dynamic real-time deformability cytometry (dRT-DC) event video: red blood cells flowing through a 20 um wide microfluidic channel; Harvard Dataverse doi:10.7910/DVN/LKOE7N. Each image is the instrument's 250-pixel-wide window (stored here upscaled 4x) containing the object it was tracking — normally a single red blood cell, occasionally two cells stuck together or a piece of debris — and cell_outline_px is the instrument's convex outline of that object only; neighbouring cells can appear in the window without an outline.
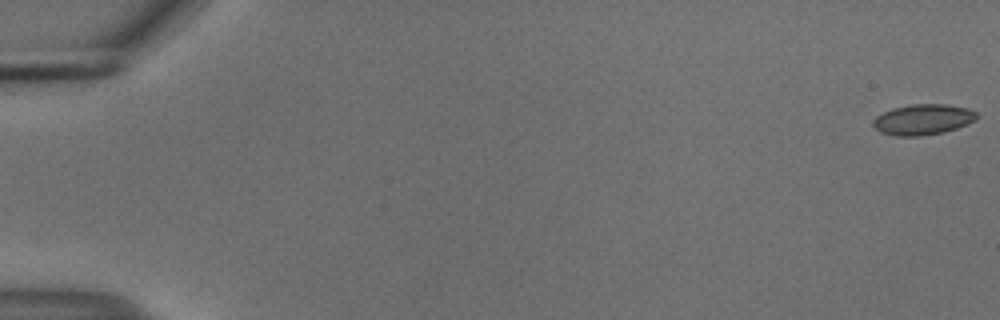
{"species": "common noctule bat (a hibernating species)", "species_latin": "Nyctalus noctula", "temperature_condition": "cold", "stored_images_in_passage": 55, "camera_frame_rate_fps": 3000, "um_per_image_px": 0.085, "animal": {"sex": "male", "body_mass_g": 18.8}, "frame": {"image": 1, "passage_image": 1, "time_ms": 0.0, "image_size_px": [1000, 320], "cell_outline_px": [[976, 120], [968, 124], [944, 132], [920, 136], [896, 136], [880, 132], [872, 124], [872, 120], [876, 116], [892, 108], [912, 104], [944, 104], [968, 108], [976, 112]], "centroid_in_image_um": [78.44, 10.16], "position_along_channel_um": 6.6, "area_um2": 18.5}}
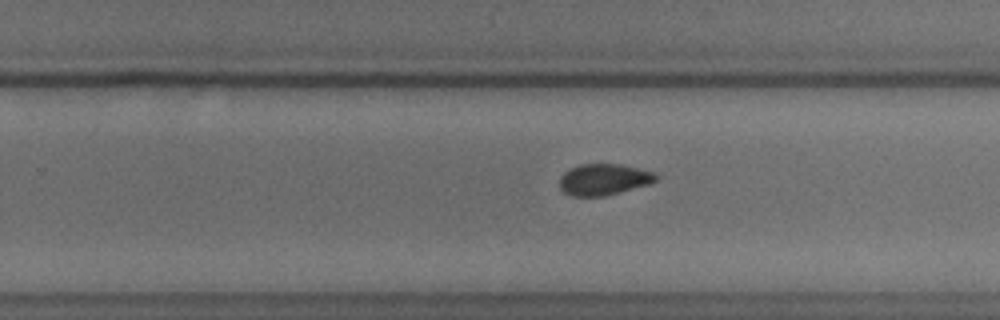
{"frame": {"image": 2, "passage_image": 36, "time_ms": 11.667, "image_size_px": [1000, 320], "cell_outline_px": [[656, 180], [648, 184], [604, 196], [572, 196], [564, 192], [560, 188], [560, 176], [564, 172], [580, 164], [620, 164], [656, 172]], "centroid_in_image_um": [51.3, 15.25], "position_along_channel_um": 278.5, "area_um2": 17.4}}
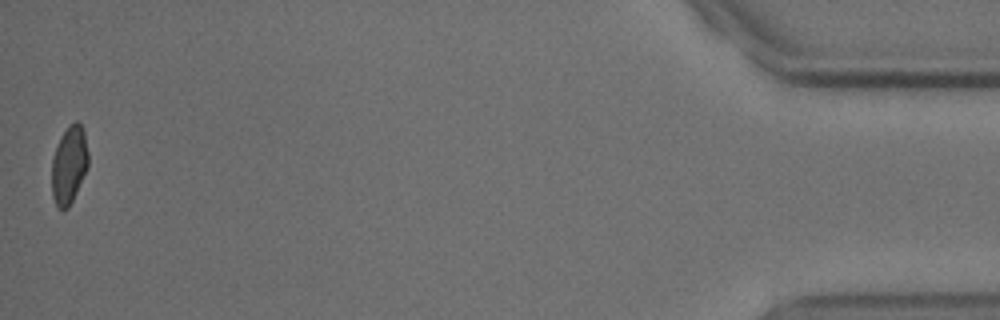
{"frame": {"image": 3, "passage_image": 55, "time_ms": 18.0, "image_size_px": [1000, 320], "cell_outline_px": [[88, 164], [76, 192], [68, 208], [56, 208], [52, 196], [52, 160], [60, 136], [68, 124], [76, 120], [84, 128], [88, 152]], "centroid_in_image_um": [5.86, 13.97], "position_along_channel_um": 429.3, "area_um2": 16.53}, "authors_computed_cell_mechanics": {"area_um2": 17.918, "velocity_mm_per_s": 3.7236, "shape_relaxation_time_tau1_ms": 8.0743, "shape_relaxation_time_tau2_ms": 1.6588, "deformation_change_tau1": 0.0969, "deformation_change_tau2": 0.0583}}